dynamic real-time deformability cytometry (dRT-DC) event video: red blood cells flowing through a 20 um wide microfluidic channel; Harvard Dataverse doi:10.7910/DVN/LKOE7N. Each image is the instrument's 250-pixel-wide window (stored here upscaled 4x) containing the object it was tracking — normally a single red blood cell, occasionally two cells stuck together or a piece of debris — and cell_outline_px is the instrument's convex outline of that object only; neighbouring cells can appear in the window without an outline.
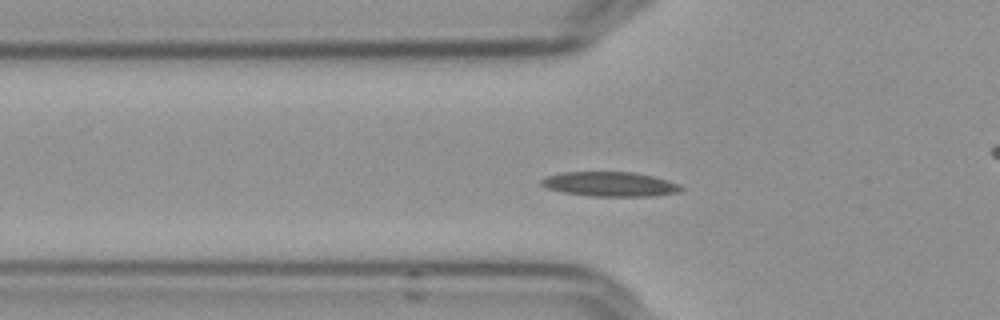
{"species": "Egyptian fruit bat (a non-hibernating species)", "species_latin": "Rousettus aegyptiacus", "temperature_condition": "cold", "stored_images_in_passage": 52, "camera_frame_rate_fps": 3000, "um_per_image_px": 0.085, "frame": {"image": 1, "passage_image": 14, "time_ms": 4.333, "image_size_px": [1000, 320], "cell_outline_px": [[684, 188], [680, 192], [652, 196], [592, 196], [560, 192], [548, 188], [540, 184], [540, 180], [548, 176], [564, 172], [632, 172], [652, 176], [668, 180], [680, 184]], "centroid_in_image_um": [51.87, 15.65], "position_along_channel_um": 73.9, "area_um2": 20.0}}
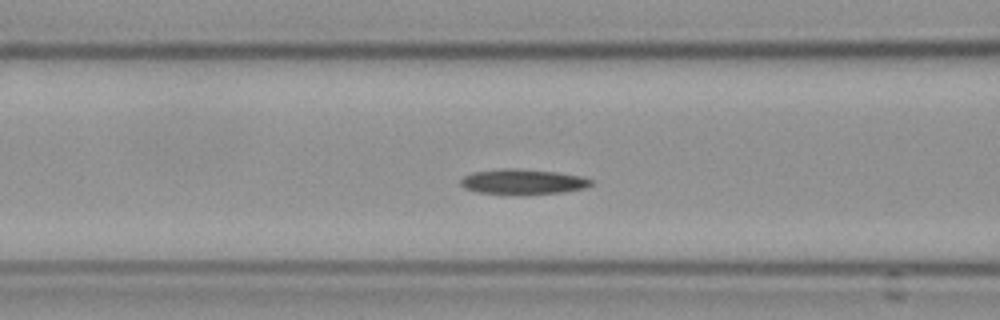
{"frame": {"image": 2, "passage_image": 18, "time_ms": 5.667, "image_size_px": [1000, 320], "cell_outline_px": [[592, 184], [584, 188], [564, 192], [520, 196], [476, 192], [464, 188], [460, 184], [460, 180], [464, 176], [472, 172], [504, 168], [556, 172], [580, 176], [592, 180]], "centroid_in_image_um": [44.4, 15.48], "position_along_channel_um": 122.2, "area_um2": 19.42}}
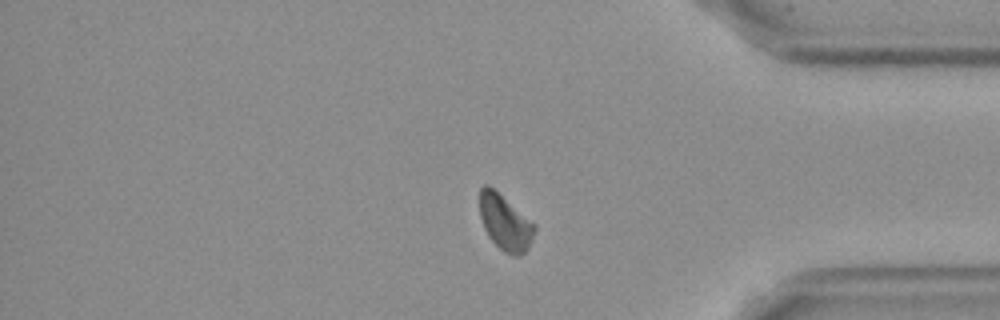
{"frame": {"image": 3, "passage_image": 42, "time_ms": 13.667, "image_size_px": [1000, 320], "cell_outline_px": [[536, 228], [532, 240], [528, 248], [520, 256], [512, 256], [504, 252], [488, 236], [484, 228], [480, 216], [480, 188], [484, 184], [488, 184], [536, 224]], "centroid_in_image_um": [42.94, 18.92], "position_along_channel_um": 392.3, "area_um2": 17.74}}